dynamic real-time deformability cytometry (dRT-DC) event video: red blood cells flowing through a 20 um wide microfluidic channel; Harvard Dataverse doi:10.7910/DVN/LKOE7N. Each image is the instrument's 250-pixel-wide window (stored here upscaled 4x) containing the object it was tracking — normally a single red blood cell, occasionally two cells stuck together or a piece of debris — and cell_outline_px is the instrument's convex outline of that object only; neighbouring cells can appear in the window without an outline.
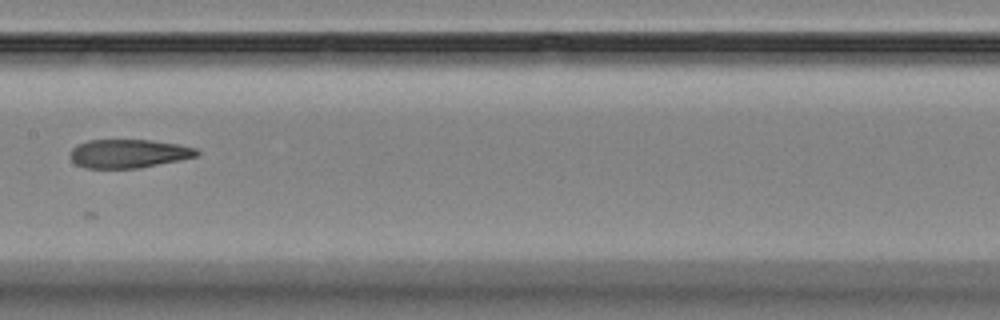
{"species": "Egyptian fruit bat (a non-hibernating species)", "species_latin": "Rousettus aegyptiacus", "temperature_condition": "room temperature", "stored_images_in_passage": 13, "camera_frame_rate_fps": 3000, "um_per_image_px": 0.085, "animal": {"sex": "female"}, "frame": {"image": 1, "passage_image": 9, "time_ms": 9.0, "image_size_px": [1000, 320], "cell_outline_px": [[200, 152], [196, 156], [180, 160], [140, 168], [84, 168], [76, 164], [68, 156], [72, 148], [76, 144], [88, 140], [148, 140], [176, 144], [196, 148]], "centroid_in_image_um": [10.88, 13.06], "position_along_channel_um": 196.5, "area_um2": 21.15}}
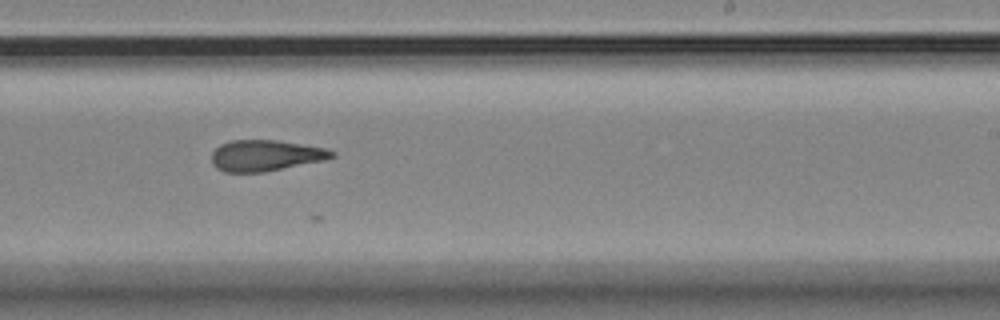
{"frame": {"image": 2, "passage_image": 11, "time_ms": 11.0, "image_size_px": [1000, 320], "cell_outline_px": [[336, 156], [324, 160], [264, 172], [224, 172], [216, 168], [212, 164], [212, 152], [220, 144], [232, 140], [276, 140], [324, 148], [336, 152]], "centroid_in_image_um": [22.55, 13.22], "position_along_channel_um": 266.5, "area_um2": 21.68}}
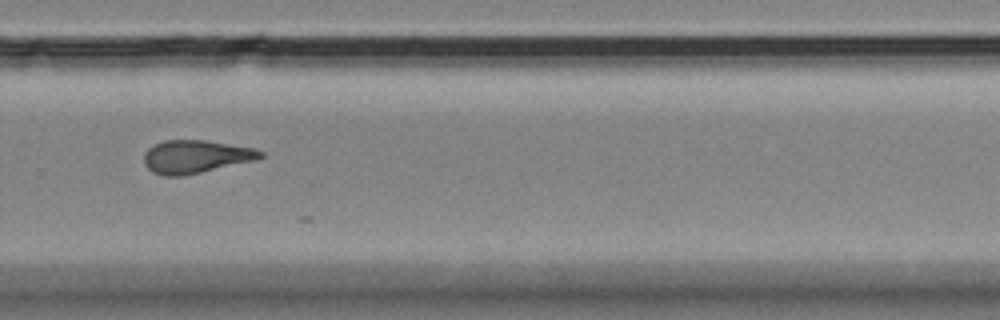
{"frame": {"image": 3, "passage_image": 12, "time_ms": 12.333, "image_size_px": [1000, 320], "cell_outline_px": [[264, 156], [256, 160], [200, 172], [180, 176], [164, 176], [152, 172], [144, 164], [144, 152], [148, 148], [164, 140], [204, 140], [252, 148], [264, 152]], "centroid_in_image_um": [16.61, 13.31], "position_along_channel_um": 313.2, "area_um2": 22.2}}